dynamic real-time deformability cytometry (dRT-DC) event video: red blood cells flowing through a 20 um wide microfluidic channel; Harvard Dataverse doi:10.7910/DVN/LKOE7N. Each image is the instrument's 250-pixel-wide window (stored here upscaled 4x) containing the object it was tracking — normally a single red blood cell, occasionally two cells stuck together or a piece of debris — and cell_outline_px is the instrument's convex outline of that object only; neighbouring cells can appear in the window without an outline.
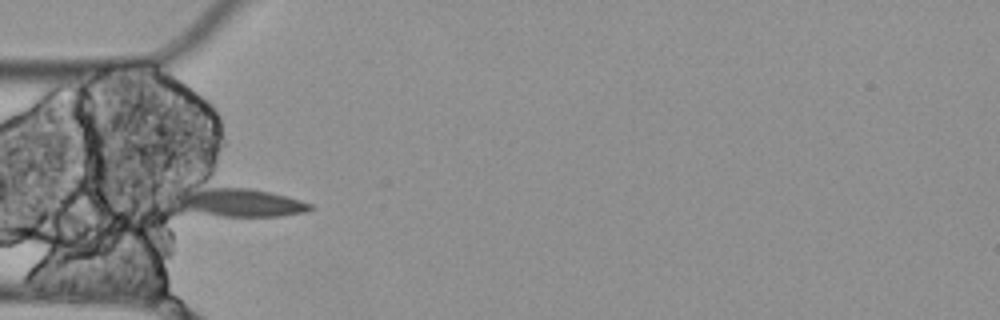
{"species": "Egyptian fruit bat (a non-hibernating species)", "species_latin": "Rousettus aegyptiacus", "temperature_condition": "cold", "stored_images_in_passage": 6, "camera_frame_rate_fps": 3000, "um_per_image_px": 0.085, "animal": {"sex": "female"}, "frame": {"image": 1, "passage_image": 5, "time_ms": 1.333, "image_size_px": [1000, 320], "cell_outline_px": [[312, 208], [304, 212], [280, 216], [224, 216], [172, 212], [168, 200], [168, 192], [208, 188], [248, 188], [268, 192], [300, 200], [312, 204]], "centroid_in_image_um": [19.95, 17.23], "position_along_channel_um": 65.0, "area_um2": 23.47}}
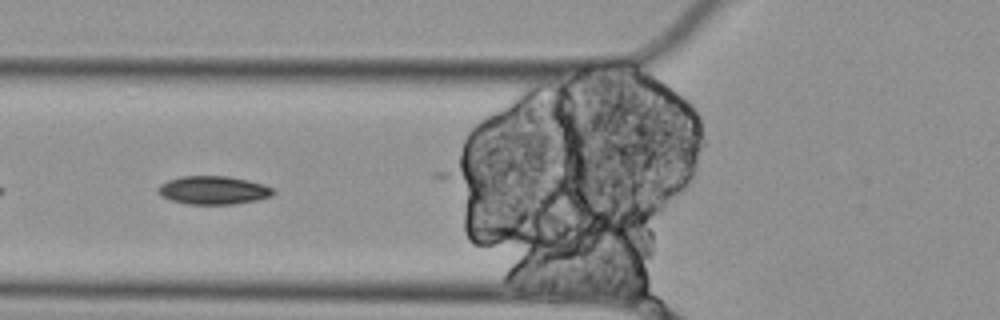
{"frame": {"image": 2, "passage_image": 6, "time_ms": 1.667, "image_size_px": [1000, 320], "cell_outline_px": [[276, 192], [272, 196], [256, 200], [232, 204], [188, 204], [172, 200], [160, 196], [156, 192], [156, 188], [160, 184], [168, 180], [180, 176], [228, 176], [248, 180], [264, 184], [272, 188]], "centroid_in_image_um": [18.11, 16.16], "position_along_channel_um": 107.7, "area_um2": 19.13}}